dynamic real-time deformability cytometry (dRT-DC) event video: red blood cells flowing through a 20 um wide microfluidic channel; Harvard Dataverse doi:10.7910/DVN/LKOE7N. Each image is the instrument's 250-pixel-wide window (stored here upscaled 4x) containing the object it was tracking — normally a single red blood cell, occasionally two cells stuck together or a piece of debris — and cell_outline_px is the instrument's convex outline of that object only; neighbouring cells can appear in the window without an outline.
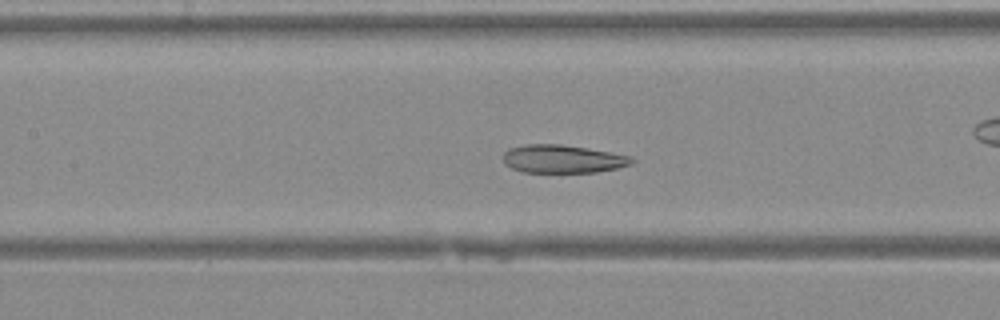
{"species": "Egyptian fruit bat (a non-hibernating species)", "species_latin": "Rousettus aegyptiacus", "temperature_condition": "warm", "stored_images_in_passage": 42, "camera_frame_rate_fps": 3000, "um_per_image_px": 0.085, "animal": {"sex": "female"}, "frame": {"image": 1, "passage_image": 19, "time_ms": 6.0, "image_size_px": [1000, 320], "cell_outline_px": [[636, 160], [632, 164], [616, 168], [596, 172], [520, 172], [504, 164], [504, 152], [508, 148], [528, 144], [560, 144], [632, 156]], "centroid_in_image_um": [47.81, 13.51], "position_along_channel_um": 159.6, "area_um2": 20.98}}
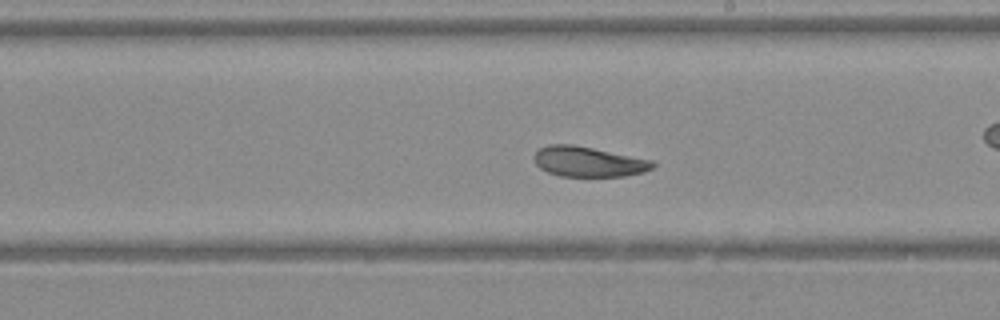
{"frame": {"image": 2, "passage_image": 24, "time_ms": 7.667, "image_size_px": [1000, 320], "cell_outline_px": [[656, 164], [652, 168], [644, 172], [624, 176], [560, 176], [548, 172], [540, 168], [536, 164], [532, 156], [540, 148], [548, 144], [572, 144], [652, 160]], "centroid_in_image_um": [49.99, 13.74], "position_along_channel_um": 239.0, "area_um2": 20.75}}